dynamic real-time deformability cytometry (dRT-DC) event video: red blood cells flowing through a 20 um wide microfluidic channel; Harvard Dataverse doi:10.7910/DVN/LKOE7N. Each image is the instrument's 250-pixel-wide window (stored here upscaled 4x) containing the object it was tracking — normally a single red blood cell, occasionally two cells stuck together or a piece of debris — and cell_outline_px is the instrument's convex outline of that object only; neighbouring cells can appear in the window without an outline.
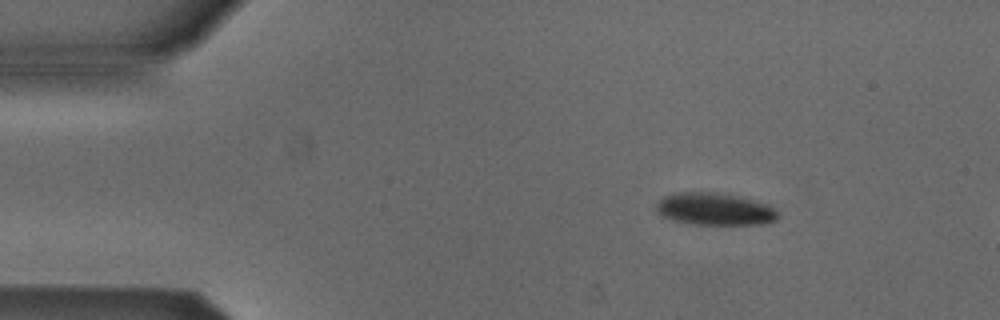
{"species": "Egyptian fruit bat (a non-hibernating species)", "species_latin": "Rousettus aegyptiacus", "temperature_condition": "cold", "stored_images_in_passage": 4, "camera_frame_rate_fps": 3000, "um_per_image_px": 0.085, "animal": {"sex": "male"}, "frame": {"image": 1, "passage_image": 1, "time_ms": 0.0, "image_size_px": [1000, 320], "cell_outline_px": [[776, 220], [760, 224], [696, 224], [672, 220], [660, 216], [656, 212], [656, 204], [664, 196], [676, 192], [728, 192], [756, 200], [768, 204], [776, 212]], "centroid_in_image_um": [60.71, 17.74], "position_along_channel_um": 24.3, "area_um2": 23.12}}